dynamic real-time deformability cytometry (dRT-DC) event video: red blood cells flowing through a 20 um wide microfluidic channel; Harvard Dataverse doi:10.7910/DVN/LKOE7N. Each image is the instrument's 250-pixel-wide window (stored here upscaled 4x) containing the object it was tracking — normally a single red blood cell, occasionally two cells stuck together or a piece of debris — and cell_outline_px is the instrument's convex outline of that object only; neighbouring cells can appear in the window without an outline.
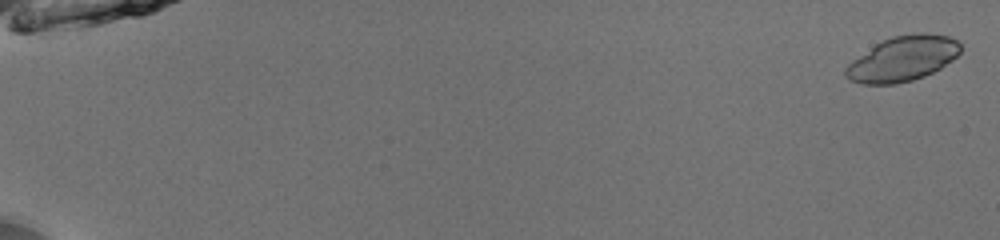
{"species": "common noctule bat (a hibernating species)", "species_latin": "Nyctalus noctula", "temperature_condition": "room temperature", "stored_images_in_passage": 54, "camera_frame_rate_fps": 3000, "um_per_image_px": 0.085, "animal": {"sex": "male", "body_mass_g": 13.0, "forearm_length_mm": 53.1}, "frame": {"image": 1, "passage_image": 2, "time_ms": 0.333, "image_size_px": [1000, 240], "cell_outline_px": [[960, 52], [952, 60], [940, 68], [924, 76], [912, 80], [896, 84], [864, 84], [848, 80], [844, 76], [844, 68], [852, 60], [876, 44], [892, 36], [916, 32], [924, 32], [948, 36], [956, 40], [960, 44]], "centroid_in_image_um": [76.71, 4.99], "position_along_channel_um": 8.3, "area_um2": 30.11}, "authors_computed_cell_mechanics": {"area_um2": 29.9982, "velocity_mm_per_s": 3.9477, "shape_relaxation_time_tau1_ms": 3.7346, "shape_relaxation_time_tau2_ms": null, "deformation_change_tau1": 0.3093, "deformation_change_tau2": null}}